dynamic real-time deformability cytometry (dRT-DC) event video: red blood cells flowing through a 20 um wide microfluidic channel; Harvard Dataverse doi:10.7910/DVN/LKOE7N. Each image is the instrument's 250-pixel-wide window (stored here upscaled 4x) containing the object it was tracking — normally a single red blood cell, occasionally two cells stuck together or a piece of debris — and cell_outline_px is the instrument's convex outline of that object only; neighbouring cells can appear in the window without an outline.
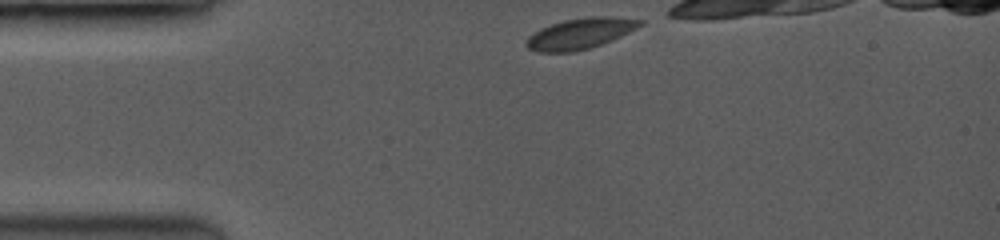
{"species": "common noctule bat (a hibernating species)", "species_latin": "Nyctalus noctula", "temperature_condition": "room temperature", "stored_images_in_passage": 18, "camera_frame_rate_fps": 3500, "um_per_image_px": 0.085, "animal": {"sex": "female", "body_mass_g": 19.0, "forearm_length_mm": 53.3}, "frame": {"image": 1, "passage_image": 1, "time_ms": 0.0, "image_size_px": [1000, 240], "cell_outline_px": [[644, 24], [628, 32], [600, 44], [588, 48], [568, 52], [540, 52], [528, 48], [524, 44], [528, 36], [552, 24], [564, 20], [592, 16], [604, 16], [644, 20]], "centroid_in_image_um": [49.3, 2.85], "position_along_channel_um": 35.7, "area_um2": 19.83}}
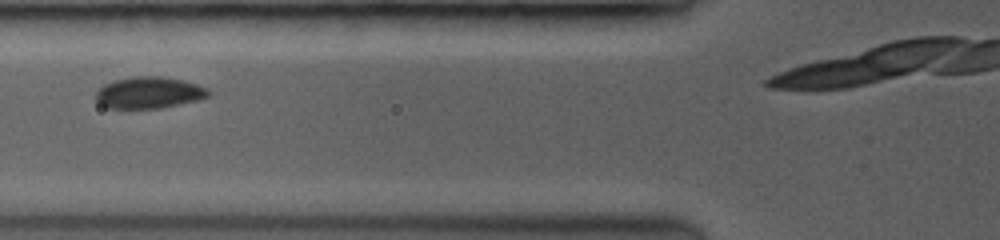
{"frame": {"image": 2, "passage_image": 6, "time_ms": 2.857, "image_size_px": [1000, 240], "cell_outline_px": [[208, 96], [196, 100], [160, 108], [108, 108], [100, 104], [96, 100], [96, 92], [104, 84], [116, 80], [136, 76], [160, 76], [184, 80], [208, 88]], "centroid_in_image_um": [12.64, 7.87], "position_along_channel_um": 113.2, "area_um2": 20.46}}
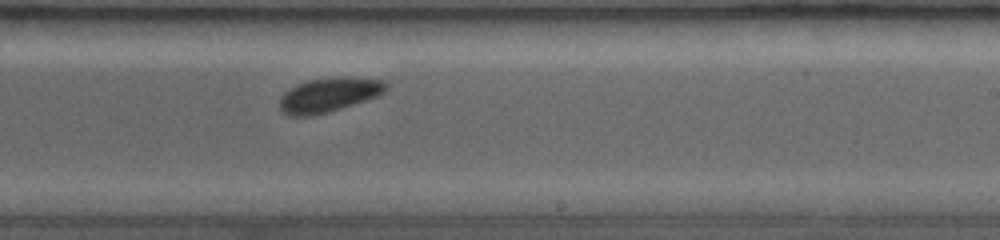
{"frame": {"image": 3, "passage_image": 17, "time_ms": 6.571, "image_size_px": [1000, 240], "cell_outline_px": [[388, 84], [376, 96], [324, 112], [308, 116], [292, 116], [284, 112], [280, 108], [280, 100], [284, 92], [296, 84], [308, 80], [344, 76], [384, 80]], "centroid_in_image_um": [27.9, 8.03], "position_along_channel_um": 261.1, "area_um2": 20.52}}